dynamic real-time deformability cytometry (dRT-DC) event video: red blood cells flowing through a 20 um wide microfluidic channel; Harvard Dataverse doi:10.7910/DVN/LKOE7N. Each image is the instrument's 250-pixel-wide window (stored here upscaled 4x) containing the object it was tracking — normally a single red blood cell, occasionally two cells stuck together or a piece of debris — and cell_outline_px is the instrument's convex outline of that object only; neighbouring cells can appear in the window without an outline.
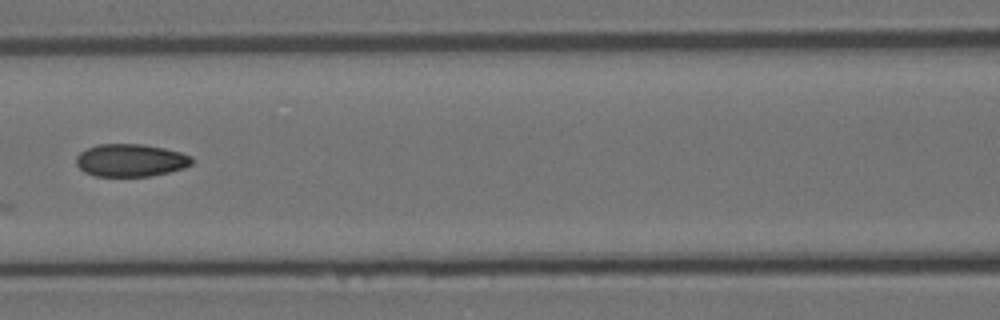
{"species": "Egyptian fruit bat (a non-hibernating species)", "species_latin": "Rousettus aegyptiacus", "temperature_condition": "room temperature", "stored_images_in_passage": 6, "camera_frame_rate_fps": 3000, "um_per_image_px": 0.085, "animal": {"sex": "female"}, "frame": {"image": 1, "passage_image": 6, "time_ms": 1.667, "image_size_px": [1000, 320], "cell_outline_px": [[196, 160], [192, 164], [184, 168], [168, 172], [148, 176], [96, 176], [84, 172], [76, 164], [76, 156], [80, 152], [96, 144], [144, 144], [164, 148], [180, 152], [192, 156]], "centroid_in_image_um": [11.12, 13.62], "position_along_channel_um": 155.5, "area_um2": 22.14}}